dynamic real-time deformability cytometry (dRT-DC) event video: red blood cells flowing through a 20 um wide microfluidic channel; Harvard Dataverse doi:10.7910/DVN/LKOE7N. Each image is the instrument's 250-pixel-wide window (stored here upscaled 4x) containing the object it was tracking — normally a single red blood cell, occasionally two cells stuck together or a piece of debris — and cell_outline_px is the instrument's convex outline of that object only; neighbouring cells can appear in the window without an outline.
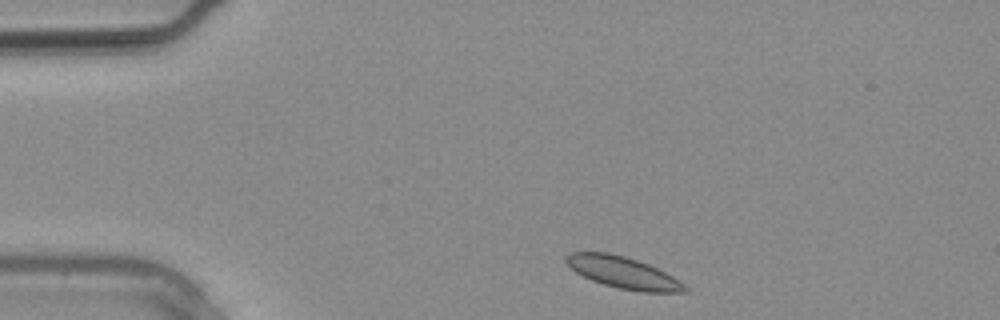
{"species": "common noctule bat (a hibernating species)", "species_latin": "Nyctalus noctula", "temperature_condition": "warm", "stored_images_in_passage": 2, "segment_of_instrument_passage": [2, 2], "camera_frame_rate_fps": 3000, "um_per_image_px": 0.085, "animal": {"sex": "male", "body_mass_g": 20.4}, "frame": {"image": 1, "passage_image": 2, "time_ms": 0.333, "image_size_px": [1000, 320], "cell_outline_px": [[688, 292], [640, 292], [620, 288], [604, 284], [592, 280], [576, 272], [564, 260], [564, 256], [568, 252], [608, 252], [624, 256], [648, 264], [672, 276], [684, 284], [688, 288]], "centroid_in_image_um": [52.95, 23.16], "position_along_channel_um": 32.1, "area_um2": 21.68}}